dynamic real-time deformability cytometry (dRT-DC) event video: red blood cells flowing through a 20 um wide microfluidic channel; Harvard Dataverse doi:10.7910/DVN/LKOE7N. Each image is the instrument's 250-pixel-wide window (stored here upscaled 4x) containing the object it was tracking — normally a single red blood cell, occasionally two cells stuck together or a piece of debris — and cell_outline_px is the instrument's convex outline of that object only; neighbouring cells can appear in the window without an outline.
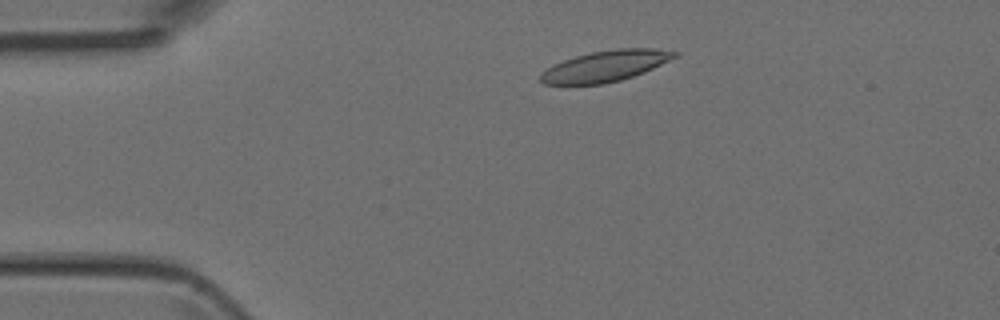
{"species": "Egyptian fruit bat (a non-hibernating species)", "species_latin": "Rousettus aegyptiacus", "temperature_condition": "room temperature", "stored_images_in_passage": 44, "camera_frame_rate_fps": 3000, "um_per_image_px": 0.085, "animal": {"sex": "female"}, "frame": {"image": 1, "passage_image": 6, "time_ms": 1.667, "image_size_px": [1000, 320], "cell_outline_px": [[680, 52], [676, 56], [644, 72], [620, 80], [604, 84], [544, 84], [540, 80], [540, 76], [548, 68], [564, 60], [576, 56], [592, 52], [616, 48], [652, 48]], "centroid_in_image_um": [51.47, 5.61], "position_along_channel_um": 33.5, "area_um2": 23.7}}
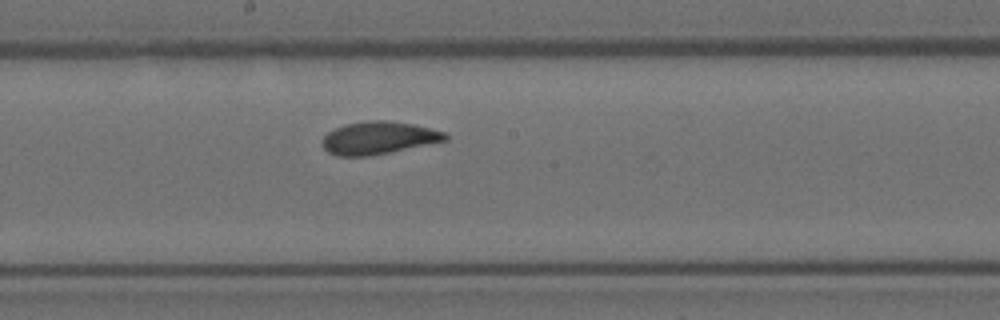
{"frame": {"image": 2, "passage_image": 22, "time_ms": 7.0, "image_size_px": [1000, 320], "cell_outline_px": [[448, 140], [368, 156], [336, 156], [328, 152], [324, 148], [324, 136], [328, 132], [344, 124], [368, 120], [388, 120], [412, 124], [444, 132], [448, 136]], "centroid_in_image_um": [32.16, 11.71], "position_along_channel_um": 216.0, "area_um2": 23.06}}
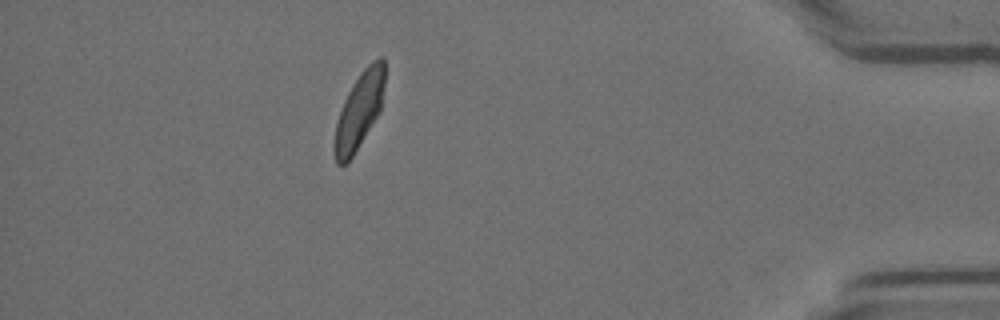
{"frame": {"image": 3, "passage_image": 39, "time_ms": 12.667, "image_size_px": [1000, 320], "cell_outline_px": [[384, 84], [380, 112], [352, 156], [344, 164], [336, 164], [332, 152], [332, 144], [336, 124], [344, 100], [352, 84], [360, 72], [372, 60], [380, 56], [384, 56]], "centroid_in_image_um": [30.51, 9.4], "position_along_channel_um": 404.7, "area_um2": 22.37}}